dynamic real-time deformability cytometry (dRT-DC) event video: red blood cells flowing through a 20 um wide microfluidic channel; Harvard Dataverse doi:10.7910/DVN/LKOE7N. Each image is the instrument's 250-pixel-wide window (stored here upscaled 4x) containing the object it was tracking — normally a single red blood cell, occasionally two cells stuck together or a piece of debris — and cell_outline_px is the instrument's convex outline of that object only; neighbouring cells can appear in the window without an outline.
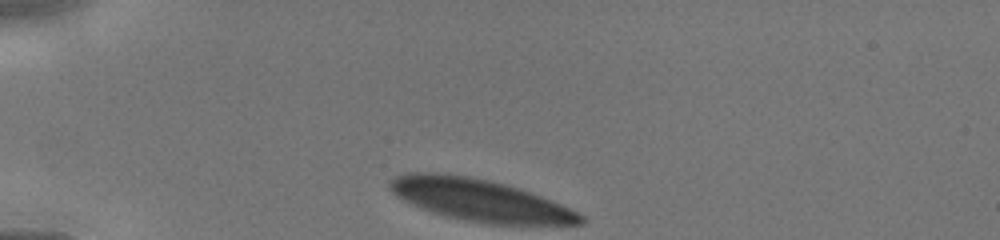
{"species": "human", "species_latin": "Homo sapiens", "temperature_condition": "cold", "stored_images_in_passage": 5, "camera_frame_rate_fps": 3000, "um_per_image_px": 0.085, "donor": {"sex": "male"}, "frame": {"image": 1, "passage_image": 1, "time_ms": 0.0, "image_size_px": [1000, 240], "cell_outline_px": [[584, 224], [488, 224], [464, 220], [432, 212], [404, 200], [396, 196], [388, 188], [388, 184], [396, 176], [408, 172], [432, 172], [468, 176], [504, 184], [552, 200], [584, 216]], "centroid_in_image_um": [40.75, 17.01], "position_along_channel_um": 44.2, "area_um2": 45.95}}
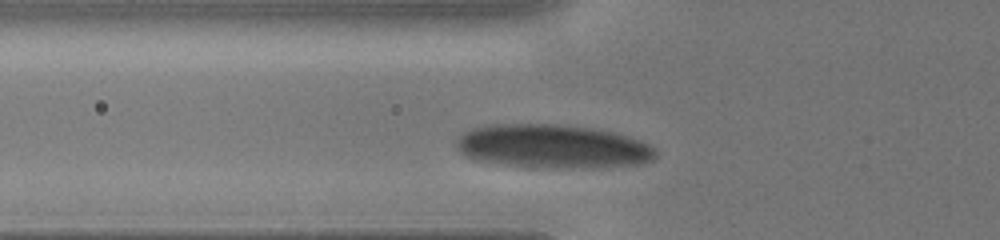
{"frame": {"image": 2, "passage_image": 3, "time_ms": 1.667, "image_size_px": [1000, 240], "cell_outline_px": [[656, 156], [652, 160], [640, 164], [504, 164], [476, 160], [464, 156], [456, 148], [456, 140], [464, 132], [472, 128], [488, 124], [568, 124], [616, 132], [640, 140], [656, 148]], "centroid_in_image_um": [46.9, 12.35], "position_along_channel_um": 78.9, "area_um2": 48.78}}
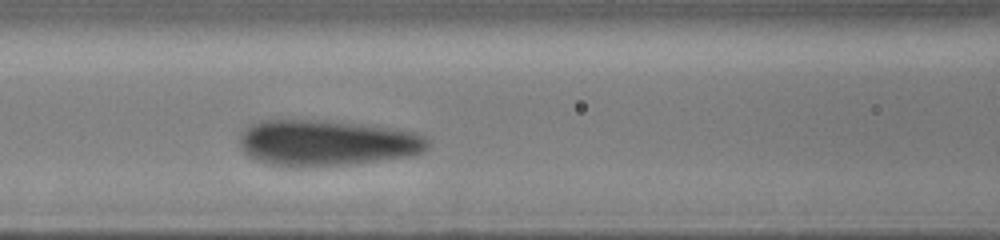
{"frame": {"image": 3, "passage_image": 5, "time_ms": 3.0, "image_size_px": [1000, 240], "cell_outline_px": [[428, 148], [424, 152], [408, 156], [356, 164], [268, 164], [256, 160], [248, 156], [244, 152], [240, 144], [240, 132], [248, 124], [260, 120], [324, 120], [396, 128], [416, 132], [424, 136], [428, 140]], "centroid_in_image_um": [27.79, 12.1], "position_along_channel_um": 138.8, "area_um2": 49.94}}